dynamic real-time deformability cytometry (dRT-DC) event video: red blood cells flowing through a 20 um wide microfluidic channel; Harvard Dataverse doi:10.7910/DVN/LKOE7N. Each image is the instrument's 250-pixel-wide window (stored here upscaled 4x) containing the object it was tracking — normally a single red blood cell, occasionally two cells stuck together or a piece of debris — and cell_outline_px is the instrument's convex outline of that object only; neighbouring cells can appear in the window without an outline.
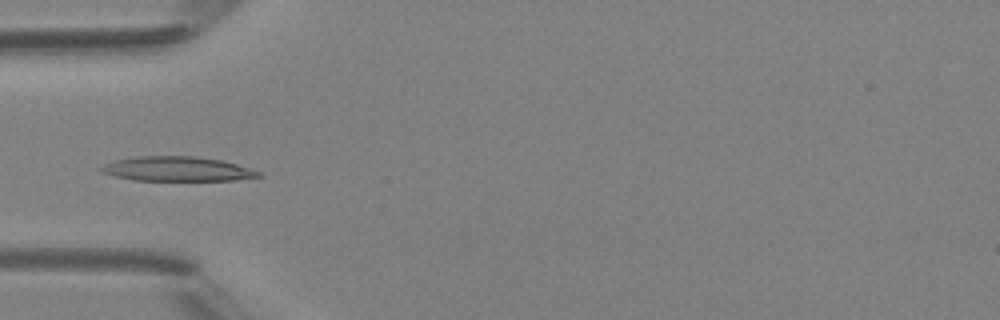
{"species": "Egyptian fruit bat (a non-hibernating species)", "species_latin": "Rousettus aegyptiacus", "temperature_condition": "room temperature", "stored_images_in_passage": 5, "camera_frame_rate_fps": 3000, "um_per_image_px": 0.085, "animal": {"sex": "female"}, "frame": {"image": 1, "passage_image": 4, "time_ms": 3.667, "image_size_px": [1000, 320], "cell_outline_px": [[264, 176], [232, 180], [132, 180], [100, 172], [100, 168], [104, 164], [116, 160], [136, 156], [196, 156], [224, 160], [260, 172]], "centroid_in_image_um": [15.06, 14.35], "position_along_channel_um": 69.9, "area_um2": 22.43}}
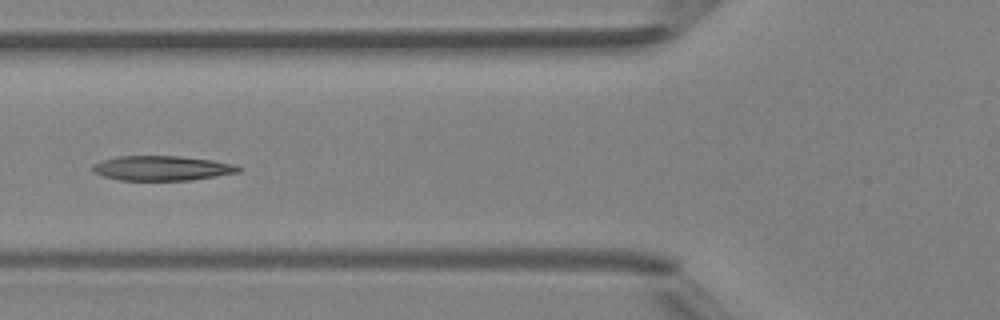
{"frame": {"image": 2, "passage_image": 5, "time_ms": 4.667, "image_size_px": [1000, 320], "cell_outline_px": [[244, 168], [240, 172], [192, 180], [120, 180], [104, 176], [92, 172], [92, 164], [100, 160], [116, 156], [180, 156], [212, 160], [236, 164]], "centroid_in_image_um": [13.78, 14.29], "position_along_channel_um": 112.0, "area_um2": 21.27}}